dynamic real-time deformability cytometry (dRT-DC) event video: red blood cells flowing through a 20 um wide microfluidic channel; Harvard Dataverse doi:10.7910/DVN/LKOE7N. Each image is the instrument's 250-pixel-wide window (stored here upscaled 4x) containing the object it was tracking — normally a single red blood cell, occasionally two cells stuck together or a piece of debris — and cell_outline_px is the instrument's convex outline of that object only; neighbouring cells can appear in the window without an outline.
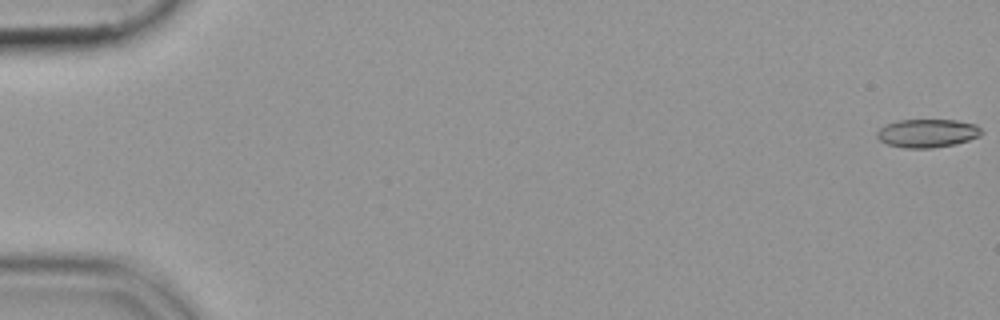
{"species": "common noctule bat (a hibernating species)", "species_latin": "Nyctalus noctula", "temperature_condition": "cold", "stored_images_in_passage": 54, "camera_frame_rate_fps": 3000, "um_per_image_px": 0.085, "animal": {"sex": "female", "body_mass_g": 19.9}, "frame": {"image": 1, "passage_image": 1, "time_ms": 0.0, "image_size_px": [1000, 320], "cell_outline_px": [[984, 132], [980, 136], [956, 144], [932, 148], [904, 148], [888, 144], [880, 140], [876, 136], [876, 132], [880, 128], [888, 124], [900, 120], [956, 120], [976, 124]], "centroid_in_image_um": [78.85, 11.32], "position_along_channel_um": 6.1, "area_um2": 17.28}}
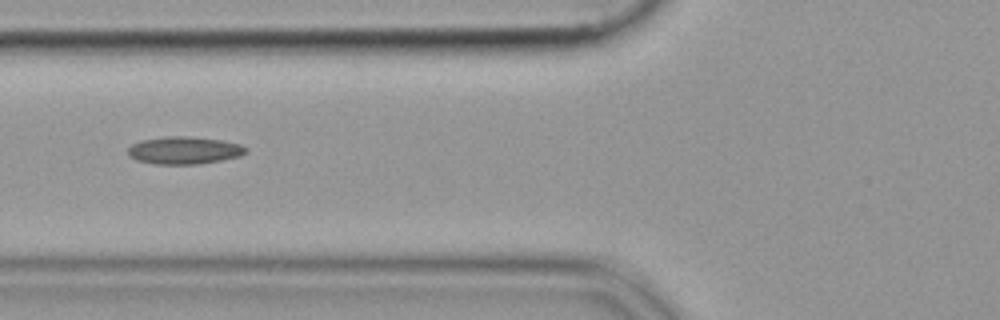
{"frame": {"image": 2, "passage_image": 22, "time_ms": 7.0, "image_size_px": [1000, 320], "cell_outline_px": [[248, 148], [240, 156], [220, 160], [196, 164], [152, 164], [136, 160], [128, 156], [128, 148], [132, 144], [140, 140], [168, 136], [188, 136], [220, 140], [240, 144]], "centroid_in_image_um": [15.6, 12.78], "position_along_channel_um": 110.2, "area_um2": 18.84}}
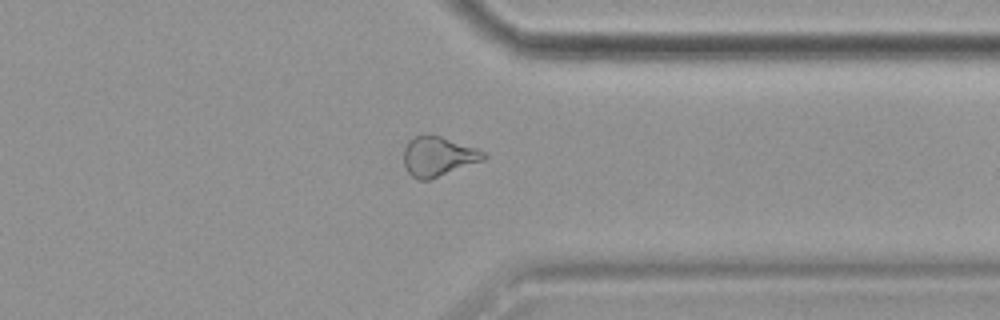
{"frame": {"image": 3, "passage_image": 43, "time_ms": 14.0, "image_size_px": [1000, 320], "cell_outline_px": [[488, 156], [484, 160], [432, 180], [416, 180], [408, 172], [404, 164], [404, 148], [408, 140], [412, 136], [440, 136], [476, 148], [484, 152]], "centroid_in_image_um": [37.24, 13.33], "position_along_channel_um": 374.2, "area_um2": 18.55}}